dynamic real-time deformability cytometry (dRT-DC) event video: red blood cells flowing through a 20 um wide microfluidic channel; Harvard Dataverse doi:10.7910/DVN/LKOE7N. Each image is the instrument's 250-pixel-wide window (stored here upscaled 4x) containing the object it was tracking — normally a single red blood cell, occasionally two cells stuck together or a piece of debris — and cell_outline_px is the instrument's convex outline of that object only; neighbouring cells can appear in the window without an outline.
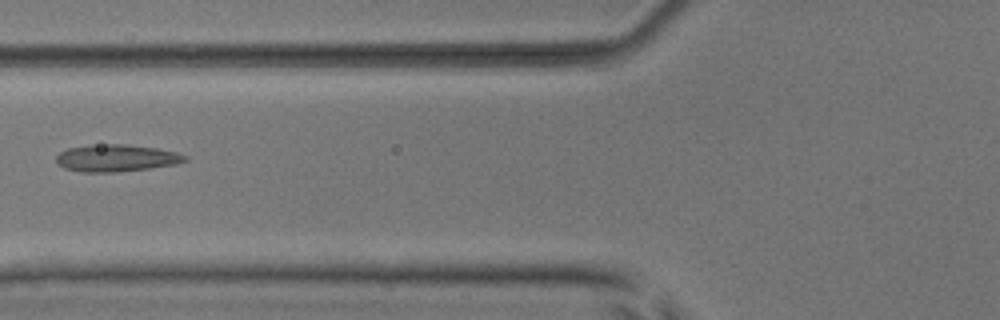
{"species": "common noctule bat (a hibernating species)", "species_latin": "Nyctalus noctula", "temperature_condition": "room temperature", "stored_images_in_passage": 7, "camera_frame_rate_fps": 3000, "um_per_image_px": 0.085, "animal": {"sex": "male", "body_mass_g": 17.9, "forearm_length_mm": 54.2}, "frame": {"image": 1, "passage_image": 6, "time_ms": 1.667, "image_size_px": [1000, 320], "cell_outline_px": [[188, 160], [176, 164], [148, 168], [116, 172], [80, 172], [64, 168], [56, 164], [56, 156], [60, 152], [68, 148], [100, 144], [128, 144], [156, 148], [176, 152], [188, 156]], "centroid_in_image_um": [9.87, 13.43], "position_along_channel_um": 115.9, "area_um2": 20.35}}
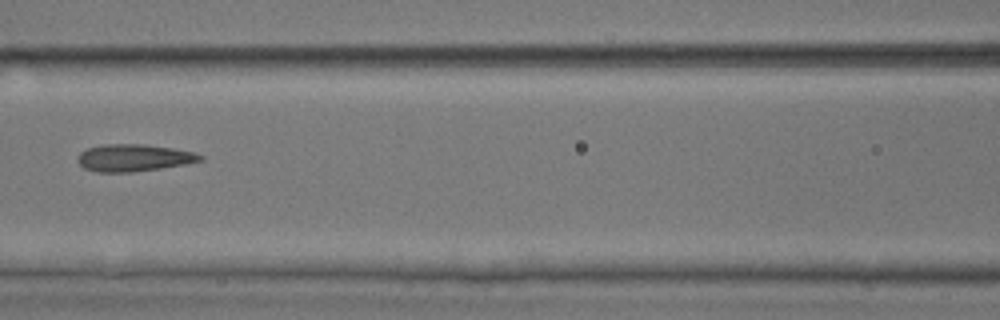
{"frame": {"image": 2, "passage_image": 7, "time_ms": 2.0, "image_size_px": [1000, 320], "cell_outline_px": [[204, 160], [184, 164], [160, 168], [132, 172], [96, 172], [84, 168], [76, 160], [76, 156], [80, 152], [88, 148], [104, 144], [144, 144], [172, 148], [196, 152], [204, 156]], "centroid_in_image_um": [11.36, 13.41], "position_along_channel_um": 155.2, "area_um2": 19.48}}